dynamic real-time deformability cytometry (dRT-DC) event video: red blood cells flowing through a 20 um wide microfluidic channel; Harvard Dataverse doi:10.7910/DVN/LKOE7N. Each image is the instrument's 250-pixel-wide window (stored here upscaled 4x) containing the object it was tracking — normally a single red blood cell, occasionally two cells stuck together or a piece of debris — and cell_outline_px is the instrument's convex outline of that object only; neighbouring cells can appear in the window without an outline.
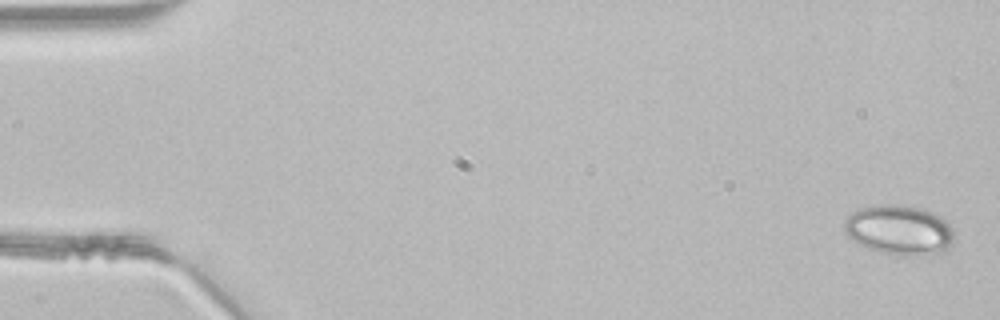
{"species": "common noctule bat (a hibernating species)", "species_latin": "Nyctalus noctula", "temperature_condition": "room temperature", "stored_images_in_passage": 7, "camera_frame_rate_fps": 3000, "um_per_image_px": 0.085, "animal": {"sex": "male", "body_mass_g": 21.5, "forearm_length_mm": 52.0}, "frame": {"image": 1, "passage_image": 1, "time_ms": 0.0, "image_size_px": [1000, 320], "cell_outline_px": [[952, 244], [944, 252], [916, 256], [900, 256], [880, 252], [868, 248], [860, 244], [848, 236], [844, 232], [844, 220], [852, 212], [876, 204], [884, 204], [920, 208], [932, 212], [940, 216], [952, 228]], "centroid_in_image_um": [76.43, 19.57], "position_along_channel_um": 8.6, "area_um2": 31.73}}